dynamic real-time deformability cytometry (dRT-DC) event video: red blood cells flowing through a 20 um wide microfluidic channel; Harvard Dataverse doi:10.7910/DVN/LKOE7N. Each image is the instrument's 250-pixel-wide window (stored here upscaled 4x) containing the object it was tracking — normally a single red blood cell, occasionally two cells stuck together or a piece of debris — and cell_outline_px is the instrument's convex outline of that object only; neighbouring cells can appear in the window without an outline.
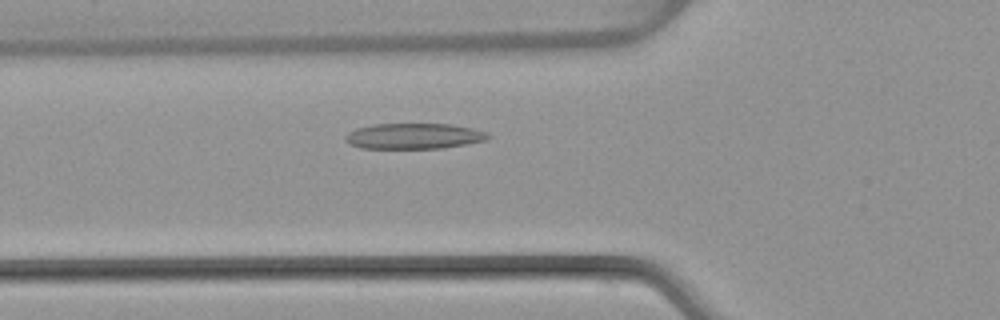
{"species": "common noctule bat (a hibernating species)", "species_latin": "Nyctalus noctula", "temperature_condition": "warm", "stored_images_in_passage": 48, "camera_frame_rate_fps": 3000, "um_per_image_px": 0.085, "animal": {"sex": "female", "body_mass_g": 22.7, "forearm_length_mm": 54.2}, "frame": {"image": 1, "passage_image": 16, "time_ms": 5.0, "image_size_px": [1000, 320], "cell_outline_px": [[492, 136], [488, 140], [440, 148], [360, 148], [348, 144], [344, 140], [344, 136], [348, 132], [356, 128], [376, 124], [452, 124], [472, 128], [488, 132]], "centroid_in_image_um": [35.17, 11.56], "position_along_channel_um": 90.6, "area_um2": 21.44}}
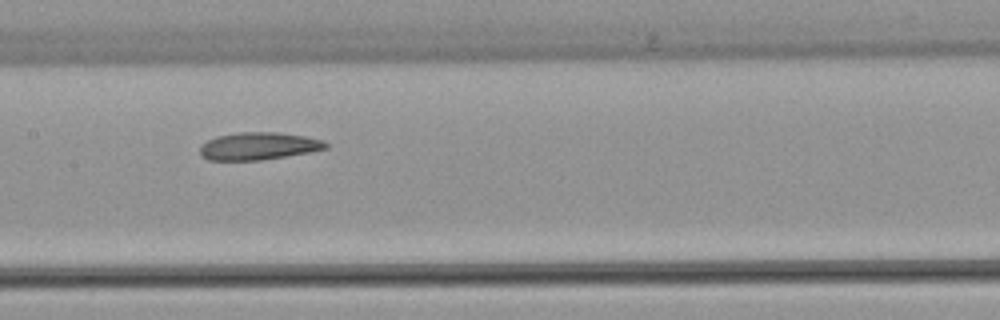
{"frame": {"image": 2, "passage_image": 23, "time_ms": 7.333, "image_size_px": [1000, 320], "cell_outline_px": [[328, 148], [312, 152], [260, 160], [208, 160], [200, 156], [200, 144], [216, 136], [240, 132], [276, 132], [304, 136], [324, 140], [328, 144]], "centroid_in_image_um": [21.97, 12.42], "position_along_channel_um": 185.4, "area_um2": 20.29}}
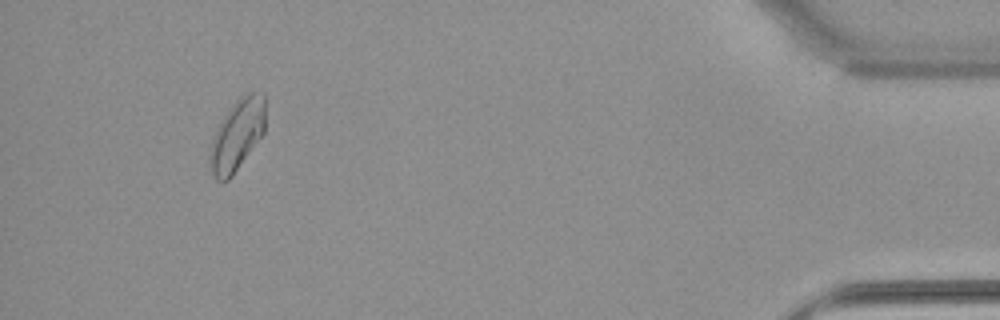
{"frame": {"image": 3, "passage_image": 45, "time_ms": 14.667, "image_size_px": [1000, 320], "cell_outline_px": [[264, 132], [232, 176], [228, 180], [216, 180], [212, 176], [208, 160], [208, 152], [212, 140], [220, 120], [232, 104], [240, 96], [248, 92], [264, 92]], "centroid_in_image_um": [20.12, 11.47], "position_along_channel_um": 415.1, "area_um2": 23.06}, "authors_computed_cell_mechanics": {"area_um2": 21.2993, "velocity_mm_per_s": 4.0471, "shape_relaxation_time_tau1_ms": null, "shape_relaxation_time_tau2_ms": 6.2534, "deformation_change_tau1": null, "deformation_change_tau2": 0.1569}}